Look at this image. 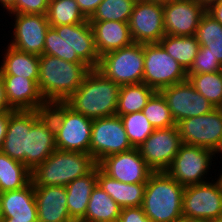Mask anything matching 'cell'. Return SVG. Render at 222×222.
<instances>
[{
  "label": "cell",
  "instance_id": "cell-1",
  "mask_svg": "<svg viewBox=\"0 0 222 222\" xmlns=\"http://www.w3.org/2000/svg\"><path fill=\"white\" fill-rule=\"evenodd\" d=\"M120 85L92 68L64 103L92 120L116 115Z\"/></svg>",
  "mask_w": 222,
  "mask_h": 222
},
{
  "label": "cell",
  "instance_id": "cell-2",
  "mask_svg": "<svg viewBox=\"0 0 222 222\" xmlns=\"http://www.w3.org/2000/svg\"><path fill=\"white\" fill-rule=\"evenodd\" d=\"M91 69L86 63H72L47 54L39 56L38 88L45 102H65Z\"/></svg>",
  "mask_w": 222,
  "mask_h": 222
},
{
  "label": "cell",
  "instance_id": "cell-3",
  "mask_svg": "<svg viewBox=\"0 0 222 222\" xmlns=\"http://www.w3.org/2000/svg\"><path fill=\"white\" fill-rule=\"evenodd\" d=\"M184 189L167 172H153L146 182L145 215L153 222H176L182 217Z\"/></svg>",
  "mask_w": 222,
  "mask_h": 222
},
{
  "label": "cell",
  "instance_id": "cell-4",
  "mask_svg": "<svg viewBox=\"0 0 222 222\" xmlns=\"http://www.w3.org/2000/svg\"><path fill=\"white\" fill-rule=\"evenodd\" d=\"M96 165L90 153L56 149L31 171V182L33 186H67Z\"/></svg>",
  "mask_w": 222,
  "mask_h": 222
},
{
  "label": "cell",
  "instance_id": "cell-5",
  "mask_svg": "<svg viewBox=\"0 0 222 222\" xmlns=\"http://www.w3.org/2000/svg\"><path fill=\"white\" fill-rule=\"evenodd\" d=\"M45 111L52 119L58 150L90 153L92 119L76 113L64 102L50 103Z\"/></svg>",
  "mask_w": 222,
  "mask_h": 222
},
{
  "label": "cell",
  "instance_id": "cell-6",
  "mask_svg": "<svg viewBox=\"0 0 222 222\" xmlns=\"http://www.w3.org/2000/svg\"><path fill=\"white\" fill-rule=\"evenodd\" d=\"M96 69L120 86L142 83L143 44L133 42L127 47L104 54Z\"/></svg>",
  "mask_w": 222,
  "mask_h": 222
},
{
  "label": "cell",
  "instance_id": "cell-7",
  "mask_svg": "<svg viewBox=\"0 0 222 222\" xmlns=\"http://www.w3.org/2000/svg\"><path fill=\"white\" fill-rule=\"evenodd\" d=\"M143 83L155 91L187 80V72L160 43L143 44Z\"/></svg>",
  "mask_w": 222,
  "mask_h": 222
},
{
  "label": "cell",
  "instance_id": "cell-8",
  "mask_svg": "<svg viewBox=\"0 0 222 222\" xmlns=\"http://www.w3.org/2000/svg\"><path fill=\"white\" fill-rule=\"evenodd\" d=\"M212 182L185 186L182 217L204 221L222 217V185L218 178Z\"/></svg>",
  "mask_w": 222,
  "mask_h": 222
},
{
  "label": "cell",
  "instance_id": "cell-9",
  "mask_svg": "<svg viewBox=\"0 0 222 222\" xmlns=\"http://www.w3.org/2000/svg\"><path fill=\"white\" fill-rule=\"evenodd\" d=\"M212 157L215 159L216 156L209 149L182 144L166 172L184 187L204 183Z\"/></svg>",
  "mask_w": 222,
  "mask_h": 222
},
{
  "label": "cell",
  "instance_id": "cell-10",
  "mask_svg": "<svg viewBox=\"0 0 222 222\" xmlns=\"http://www.w3.org/2000/svg\"><path fill=\"white\" fill-rule=\"evenodd\" d=\"M132 148L120 116L114 115L93 120L90 154L96 164L109 155Z\"/></svg>",
  "mask_w": 222,
  "mask_h": 222
},
{
  "label": "cell",
  "instance_id": "cell-11",
  "mask_svg": "<svg viewBox=\"0 0 222 222\" xmlns=\"http://www.w3.org/2000/svg\"><path fill=\"white\" fill-rule=\"evenodd\" d=\"M182 144L215 151L222 140V108L177 123Z\"/></svg>",
  "mask_w": 222,
  "mask_h": 222
},
{
  "label": "cell",
  "instance_id": "cell-12",
  "mask_svg": "<svg viewBox=\"0 0 222 222\" xmlns=\"http://www.w3.org/2000/svg\"><path fill=\"white\" fill-rule=\"evenodd\" d=\"M182 145L177 125L155 129L137 148L153 172H166Z\"/></svg>",
  "mask_w": 222,
  "mask_h": 222
},
{
  "label": "cell",
  "instance_id": "cell-13",
  "mask_svg": "<svg viewBox=\"0 0 222 222\" xmlns=\"http://www.w3.org/2000/svg\"><path fill=\"white\" fill-rule=\"evenodd\" d=\"M128 25L134 43H159L166 35L163 3L137 0Z\"/></svg>",
  "mask_w": 222,
  "mask_h": 222
},
{
  "label": "cell",
  "instance_id": "cell-14",
  "mask_svg": "<svg viewBox=\"0 0 222 222\" xmlns=\"http://www.w3.org/2000/svg\"><path fill=\"white\" fill-rule=\"evenodd\" d=\"M160 92L166 99L176 124L185 118L197 117L215 109L207 99L194 89L188 79L164 87Z\"/></svg>",
  "mask_w": 222,
  "mask_h": 222
},
{
  "label": "cell",
  "instance_id": "cell-15",
  "mask_svg": "<svg viewBox=\"0 0 222 222\" xmlns=\"http://www.w3.org/2000/svg\"><path fill=\"white\" fill-rule=\"evenodd\" d=\"M14 16L11 47L29 54L41 56L44 53L45 38L50 24L43 14H16Z\"/></svg>",
  "mask_w": 222,
  "mask_h": 222
},
{
  "label": "cell",
  "instance_id": "cell-16",
  "mask_svg": "<svg viewBox=\"0 0 222 222\" xmlns=\"http://www.w3.org/2000/svg\"><path fill=\"white\" fill-rule=\"evenodd\" d=\"M97 165L105 174L123 183H146L153 173L137 148L109 155Z\"/></svg>",
  "mask_w": 222,
  "mask_h": 222
},
{
  "label": "cell",
  "instance_id": "cell-17",
  "mask_svg": "<svg viewBox=\"0 0 222 222\" xmlns=\"http://www.w3.org/2000/svg\"><path fill=\"white\" fill-rule=\"evenodd\" d=\"M206 8L196 0H171L163 3L164 27L167 35L193 36Z\"/></svg>",
  "mask_w": 222,
  "mask_h": 222
},
{
  "label": "cell",
  "instance_id": "cell-18",
  "mask_svg": "<svg viewBox=\"0 0 222 222\" xmlns=\"http://www.w3.org/2000/svg\"><path fill=\"white\" fill-rule=\"evenodd\" d=\"M53 28L69 45V62L86 63L91 68H97L100 56L96 50L93 28L88 19L80 24Z\"/></svg>",
  "mask_w": 222,
  "mask_h": 222
},
{
  "label": "cell",
  "instance_id": "cell-19",
  "mask_svg": "<svg viewBox=\"0 0 222 222\" xmlns=\"http://www.w3.org/2000/svg\"><path fill=\"white\" fill-rule=\"evenodd\" d=\"M45 113L38 110L9 111L7 133L0 151L25 165L27 132Z\"/></svg>",
  "mask_w": 222,
  "mask_h": 222
},
{
  "label": "cell",
  "instance_id": "cell-20",
  "mask_svg": "<svg viewBox=\"0 0 222 222\" xmlns=\"http://www.w3.org/2000/svg\"><path fill=\"white\" fill-rule=\"evenodd\" d=\"M34 186L0 193V222H38Z\"/></svg>",
  "mask_w": 222,
  "mask_h": 222
},
{
  "label": "cell",
  "instance_id": "cell-21",
  "mask_svg": "<svg viewBox=\"0 0 222 222\" xmlns=\"http://www.w3.org/2000/svg\"><path fill=\"white\" fill-rule=\"evenodd\" d=\"M57 149L52 119L45 113L27 132L25 166L32 171Z\"/></svg>",
  "mask_w": 222,
  "mask_h": 222
},
{
  "label": "cell",
  "instance_id": "cell-22",
  "mask_svg": "<svg viewBox=\"0 0 222 222\" xmlns=\"http://www.w3.org/2000/svg\"><path fill=\"white\" fill-rule=\"evenodd\" d=\"M6 99L12 110L45 111L48 104L43 99L38 80H31L14 75H1Z\"/></svg>",
  "mask_w": 222,
  "mask_h": 222
},
{
  "label": "cell",
  "instance_id": "cell-23",
  "mask_svg": "<svg viewBox=\"0 0 222 222\" xmlns=\"http://www.w3.org/2000/svg\"><path fill=\"white\" fill-rule=\"evenodd\" d=\"M38 222H74L68 211L65 186H34Z\"/></svg>",
  "mask_w": 222,
  "mask_h": 222
},
{
  "label": "cell",
  "instance_id": "cell-24",
  "mask_svg": "<svg viewBox=\"0 0 222 222\" xmlns=\"http://www.w3.org/2000/svg\"><path fill=\"white\" fill-rule=\"evenodd\" d=\"M99 56L127 47L133 43L129 25L121 21L90 22Z\"/></svg>",
  "mask_w": 222,
  "mask_h": 222
},
{
  "label": "cell",
  "instance_id": "cell-25",
  "mask_svg": "<svg viewBox=\"0 0 222 222\" xmlns=\"http://www.w3.org/2000/svg\"><path fill=\"white\" fill-rule=\"evenodd\" d=\"M97 184L121 207L143 204L146 183H123L105 174L97 165Z\"/></svg>",
  "mask_w": 222,
  "mask_h": 222
},
{
  "label": "cell",
  "instance_id": "cell-26",
  "mask_svg": "<svg viewBox=\"0 0 222 222\" xmlns=\"http://www.w3.org/2000/svg\"><path fill=\"white\" fill-rule=\"evenodd\" d=\"M96 184L97 165L88 174L65 186L68 211L74 222H80L85 217L90 195Z\"/></svg>",
  "mask_w": 222,
  "mask_h": 222
},
{
  "label": "cell",
  "instance_id": "cell-27",
  "mask_svg": "<svg viewBox=\"0 0 222 222\" xmlns=\"http://www.w3.org/2000/svg\"><path fill=\"white\" fill-rule=\"evenodd\" d=\"M7 47L0 65L1 75H14L38 80L39 56L21 52L10 45H7Z\"/></svg>",
  "mask_w": 222,
  "mask_h": 222
},
{
  "label": "cell",
  "instance_id": "cell-28",
  "mask_svg": "<svg viewBox=\"0 0 222 222\" xmlns=\"http://www.w3.org/2000/svg\"><path fill=\"white\" fill-rule=\"evenodd\" d=\"M121 207L98 184L93 188L80 222H118Z\"/></svg>",
  "mask_w": 222,
  "mask_h": 222
},
{
  "label": "cell",
  "instance_id": "cell-29",
  "mask_svg": "<svg viewBox=\"0 0 222 222\" xmlns=\"http://www.w3.org/2000/svg\"><path fill=\"white\" fill-rule=\"evenodd\" d=\"M174 60L187 72L199 50V43L193 36L165 35L159 42Z\"/></svg>",
  "mask_w": 222,
  "mask_h": 222
},
{
  "label": "cell",
  "instance_id": "cell-30",
  "mask_svg": "<svg viewBox=\"0 0 222 222\" xmlns=\"http://www.w3.org/2000/svg\"><path fill=\"white\" fill-rule=\"evenodd\" d=\"M31 182V171L0 151V193L19 190Z\"/></svg>",
  "mask_w": 222,
  "mask_h": 222
},
{
  "label": "cell",
  "instance_id": "cell-31",
  "mask_svg": "<svg viewBox=\"0 0 222 222\" xmlns=\"http://www.w3.org/2000/svg\"><path fill=\"white\" fill-rule=\"evenodd\" d=\"M154 92L152 87L143 82L121 86L116 115L141 112Z\"/></svg>",
  "mask_w": 222,
  "mask_h": 222
},
{
  "label": "cell",
  "instance_id": "cell-32",
  "mask_svg": "<svg viewBox=\"0 0 222 222\" xmlns=\"http://www.w3.org/2000/svg\"><path fill=\"white\" fill-rule=\"evenodd\" d=\"M195 37L222 64V25L207 12L199 21Z\"/></svg>",
  "mask_w": 222,
  "mask_h": 222
},
{
  "label": "cell",
  "instance_id": "cell-33",
  "mask_svg": "<svg viewBox=\"0 0 222 222\" xmlns=\"http://www.w3.org/2000/svg\"><path fill=\"white\" fill-rule=\"evenodd\" d=\"M46 16L50 27L80 24L87 20L75 0H49Z\"/></svg>",
  "mask_w": 222,
  "mask_h": 222
},
{
  "label": "cell",
  "instance_id": "cell-34",
  "mask_svg": "<svg viewBox=\"0 0 222 222\" xmlns=\"http://www.w3.org/2000/svg\"><path fill=\"white\" fill-rule=\"evenodd\" d=\"M187 79L215 108H222V71L187 75Z\"/></svg>",
  "mask_w": 222,
  "mask_h": 222
},
{
  "label": "cell",
  "instance_id": "cell-35",
  "mask_svg": "<svg viewBox=\"0 0 222 222\" xmlns=\"http://www.w3.org/2000/svg\"><path fill=\"white\" fill-rule=\"evenodd\" d=\"M137 0H103L97 7L89 22L121 21L129 22Z\"/></svg>",
  "mask_w": 222,
  "mask_h": 222
},
{
  "label": "cell",
  "instance_id": "cell-36",
  "mask_svg": "<svg viewBox=\"0 0 222 222\" xmlns=\"http://www.w3.org/2000/svg\"><path fill=\"white\" fill-rule=\"evenodd\" d=\"M142 112L155 129L177 125L167 101L160 91H155L152 94Z\"/></svg>",
  "mask_w": 222,
  "mask_h": 222
},
{
  "label": "cell",
  "instance_id": "cell-37",
  "mask_svg": "<svg viewBox=\"0 0 222 222\" xmlns=\"http://www.w3.org/2000/svg\"><path fill=\"white\" fill-rule=\"evenodd\" d=\"M120 118L133 148H138L155 130L142 111L121 115Z\"/></svg>",
  "mask_w": 222,
  "mask_h": 222
},
{
  "label": "cell",
  "instance_id": "cell-38",
  "mask_svg": "<svg viewBox=\"0 0 222 222\" xmlns=\"http://www.w3.org/2000/svg\"><path fill=\"white\" fill-rule=\"evenodd\" d=\"M222 71V64L205 47H199L197 55L187 71V75L213 73Z\"/></svg>",
  "mask_w": 222,
  "mask_h": 222
},
{
  "label": "cell",
  "instance_id": "cell-39",
  "mask_svg": "<svg viewBox=\"0 0 222 222\" xmlns=\"http://www.w3.org/2000/svg\"><path fill=\"white\" fill-rule=\"evenodd\" d=\"M69 62V45L53 27L47 30L44 53Z\"/></svg>",
  "mask_w": 222,
  "mask_h": 222
},
{
  "label": "cell",
  "instance_id": "cell-40",
  "mask_svg": "<svg viewBox=\"0 0 222 222\" xmlns=\"http://www.w3.org/2000/svg\"><path fill=\"white\" fill-rule=\"evenodd\" d=\"M49 0H16L15 6L8 13L47 14Z\"/></svg>",
  "mask_w": 222,
  "mask_h": 222
},
{
  "label": "cell",
  "instance_id": "cell-41",
  "mask_svg": "<svg viewBox=\"0 0 222 222\" xmlns=\"http://www.w3.org/2000/svg\"><path fill=\"white\" fill-rule=\"evenodd\" d=\"M118 222H153L148 218L142 206L121 208Z\"/></svg>",
  "mask_w": 222,
  "mask_h": 222
},
{
  "label": "cell",
  "instance_id": "cell-42",
  "mask_svg": "<svg viewBox=\"0 0 222 222\" xmlns=\"http://www.w3.org/2000/svg\"><path fill=\"white\" fill-rule=\"evenodd\" d=\"M80 11L89 19L103 0H75Z\"/></svg>",
  "mask_w": 222,
  "mask_h": 222
},
{
  "label": "cell",
  "instance_id": "cell-43",
  "mask_svg": "<svg viewBox=\"0 0 222 222\" xmlns=\"http://www.w3.org/2000/svg\"><path fill=\"white\" fill-rule=\"evenodd\" d=\"M206 12L222 25V0L209 5L206 8Z\"/></svg>",
  "mask_w": 222,
  "mask_h": 222
},
{
  "label": "cell",
  "instance_id": "cell-44",
  "mask_svg": "<svg viewBox=\"0 0 222 222\" xmlns=\"http://www.w3.org/2000/svg\"><path fill=\"white\" fill-rule=\"evenodd\" d=\"M9 111L0 114V150L7 133Z\"/></svg>",
  "mask_w": 222,
  "mask_h": 222
},
{
  "label": "cell",
  "instance_id": "cell-45",
  "mask_svg": "<svg viewBox=\"0 0 222 222\" xmlns=\"http://www.w3.org/2000/svg\"><path fill=\"white\" fill-rule=\"evenodd\" d=\"M11 110L6 99L4 82L0 73V114Z\"/></svg>",
  "mask_w": 222,
  "mask_h": 222
},
{
  "label": "cell",
  "instance_id": "cell-46",
  "mask_svg": "<svg viewBox=\"0 0 222 222\" xmlns=\"http://www.w3.org/2000/svg\"><path fill=\"white\" fill-rule=\"evenodd\" d=\"M0 5L8 12L15 6L16 0H0Z\"/></svg>",
  "mask_w": 222,
  "mask_h": 222
},
{
  "label": "cell",
  "instance_id": "cell-47",
  "mask_svg": "<svg viewBox=\"0 0 222 222\" xmlns=\"http://www.w3.org/2000/svg\"><path fill=\"white\" fill-rule=\"evenodd\" d=\"M198 3L202 4L205 8H207L209 5H211L214 2H217L219 0H196Z\"/></svg>",
  "mask_w": 222,
  "mask_h": 222
},
{
  "label": "cell",
  "instance_id": "cell-48",
  "mask_svg": "<svg viewBox=\"0 0 222 222\" xmlns=\"http://www.w3.org/2000/svg\"><path fill=\"white\" fill-rule=\"evenodd\" d=\"M176 222H205V221L204 220H200V219H190V218L181 217Z\"/></svg>",
  "mask_w": 222,
  "mask_h": 222
},
{
  "label": "cell",
  "instance_id": "cell-49",
  "mask_svg": "<svg viewBox=\"0 0 222 222\" xmlns=\"http://www.w3.org/2000/svg\"><path fill=\"white\" fill-rule=\"evenodd\" d=\"M221 154L222 153V140H221V142H220V144H219V146L216 148V150L214 151V155H216V154Z\"/></svg>",
  "mask_w": 222,
  "mask_h": 222
},
{
  "label": "cell",
  "instance_id": "cell-50",
  "mask_svg": "<svg viewBox=\"0 0 222 222\" xmlns=\"http://www.w3.org/2000/svg\"><path fill=\"white\" fill-rule=\"evenodd\" d=\"M205 222H222V217L220 218H215V219H210V220H207Z\"/></svg>",
  "mask_w": 222,
  "mask_h": 222
},
{
  "label": "cell",
  "instance_id": "cell-51",
  "mask_svg": "<svg viewBox=\"0 0 222 222\" xmlns=\"http://www.w3.org/2000/svg\"><path fill=\"white\" fill-rule=\"evenodd\" d=\"M151 1H156V2H160V3H165V2H168V1H171V0H151Z\"/></svg>",
  "mask_w": 222,
  "mask_h": 222
},
{
  "label": "cell",
  "instance_id": "cell-52",
  "mask_svg": "<svg viewBox=\"0 0 222 222\" xmlns=\"http://www.w3.org/2000/svg\"><path fill=\"white\" fill-rule=\"evenodd\" d=\"M220 170H222V169H220ZM221 172H222V171H221ZM218 179H219V181H220V183H221V185H222V173L219 174Z\"/></svg>",
  "mask_w": 222,
  "mask_h": 222
}]
</instances>
